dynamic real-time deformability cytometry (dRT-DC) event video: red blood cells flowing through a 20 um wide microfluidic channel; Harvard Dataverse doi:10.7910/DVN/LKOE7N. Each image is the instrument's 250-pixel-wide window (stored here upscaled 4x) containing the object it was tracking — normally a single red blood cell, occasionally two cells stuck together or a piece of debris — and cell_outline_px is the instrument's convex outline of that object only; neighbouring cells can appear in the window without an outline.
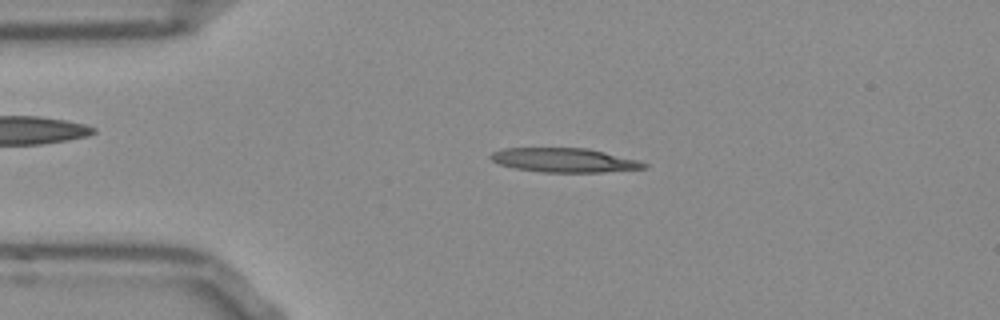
{"species": "Egyptian fruit bat (a non-hibernating species)", "species_latin": "Rousettus aegyptiacus", "temperature_condition": "room temperature", "stored_images_in_passage": 49, "camera_frame_rate_fps": 3000, "um_per_image_px": 0.085, "frame": {"image": 1, "passage_image": 8, "time_ms": 2.333, "image_size_px": [1000, 320], "cell_outline_px": [[648, 168], [604, 172], [540, 172], [516, 168], [500, 164], [492, 160], [488, 156], [492, 152], [504, 148], [588, 148], [640, 160], [648, 164]], "centroid_in_image_um": [48.01, 13.61], "position_along_channel_um": 37.0, "area_um2": 21.68}}
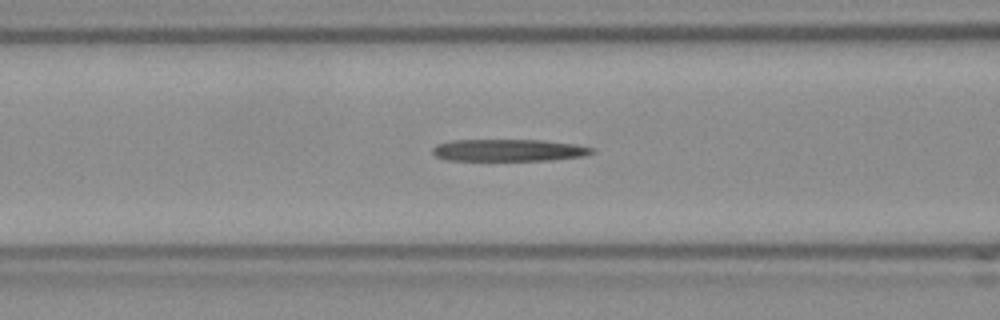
{"frame": {"image": 2, "passage_image": 17, "time_ms": 5.333, "image_size_px": [1000, 320], "cell_outline_px": [[596, 152], [584, 156], [548, 160], [448, 160], [436, 156], [432, 152], [432, 148], [436, 144], [448, 140], [540, 140], [576, 144], [596, 148]], "centroid_in_image_um": [43.25, 12.76], "position_along_channel_um": 123.3, "area_um2": 20.58}}
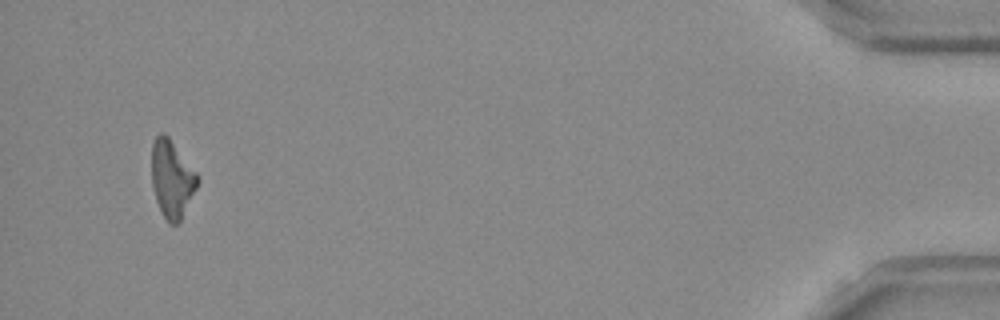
{"frame": {"image": 3, "passage_image": 47, "time_ms": 15.333, "image_size_px": [1000, 320], "cell_outline_px": [[200, 180], [180, 220], [176, 224], [168, 224], [156, 200], [152, 184], [152, 144], [156, 136], [160, 132], [164, 132], [168, 136], [200, 176]], "centroid_in_image_um": [14.61, 15.17], "position_along_channel_um": 420.6, "area_um2": 20.52}}